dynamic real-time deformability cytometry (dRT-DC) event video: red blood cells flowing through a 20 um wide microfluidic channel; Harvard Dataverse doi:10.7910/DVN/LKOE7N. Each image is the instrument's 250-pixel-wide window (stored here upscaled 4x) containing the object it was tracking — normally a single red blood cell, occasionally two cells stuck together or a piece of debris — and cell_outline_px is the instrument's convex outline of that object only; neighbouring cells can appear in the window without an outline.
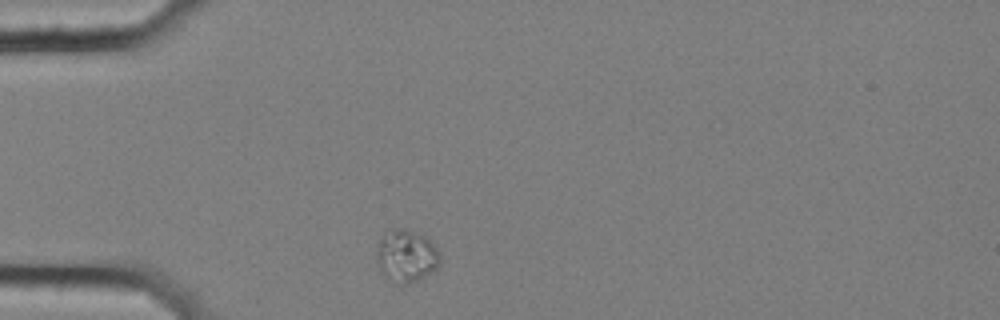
{"species": "common noctule bat (a hibernating species)", "species_latin": "Nyctalus noctula", "temperature_condition": "cold", "stored_images_in_passage": 44, "camera_frame_rate_fps": 3000, "um_per_image_px": 0.085, "animal": {"sex": "female", "body_mass_g": 25.1}, "frame": {"image": 1, "passage_image": 1, "time_ms": 0.0, "image_size_px": [1000, 320], "cell_outline_px": [[440, 260], [436, 268], [424, 276], [408, 284], [400, 284], [384, 276], [380, 272], [376, 260], [376, 244], [384, 228], [404, 228], [416, 232], [424, 236], [440, 252]], "centroid_in_image_um": [34.45, 21.7], "position_along_channel_um": 50.5, "area_um2": 19.71}}
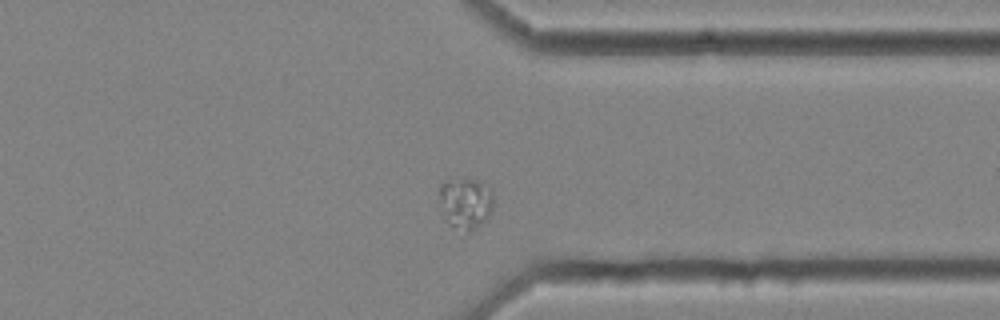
{"frame": {"image": 2, "passage_image": 31, "time_ms": 10.0, "image_size_px": [1000, 320], "cell_outline_px": [[492, 208], [488, 216], [480, 224], [472, 228], [468, 228], [448, 224], [440, 196], [440, 188], [452, 176], [472, 180], [492, 188]], "centroid_in_image_um": [39.6, 17.17], "position_along_channel_um": 371.8, "area_um2": 15.2}}
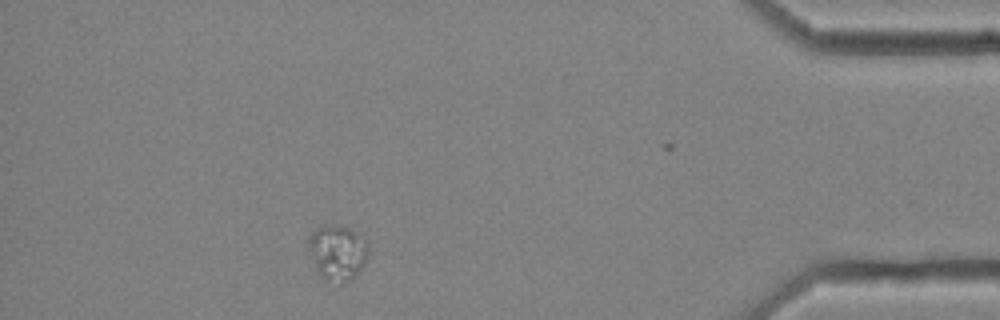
{"frame": {"image": 3, "passage_image": 38, "time_ms": 12.333, "image_size_px": [1000, 320], "cell_outline_px": [[368, 256], [364, 264], [356, 276], [352, 280], [344, 284], [340, 284], [324, 280], [320, 276], [316, 268], [308, 248], [308, 236], [320, 224], [340, 224], [364, 232], [368, 244]], "centroid_in_image_um": [28.73, 21.42], "position_along_channel_um": 406.5, "area_um2": 20.35}}